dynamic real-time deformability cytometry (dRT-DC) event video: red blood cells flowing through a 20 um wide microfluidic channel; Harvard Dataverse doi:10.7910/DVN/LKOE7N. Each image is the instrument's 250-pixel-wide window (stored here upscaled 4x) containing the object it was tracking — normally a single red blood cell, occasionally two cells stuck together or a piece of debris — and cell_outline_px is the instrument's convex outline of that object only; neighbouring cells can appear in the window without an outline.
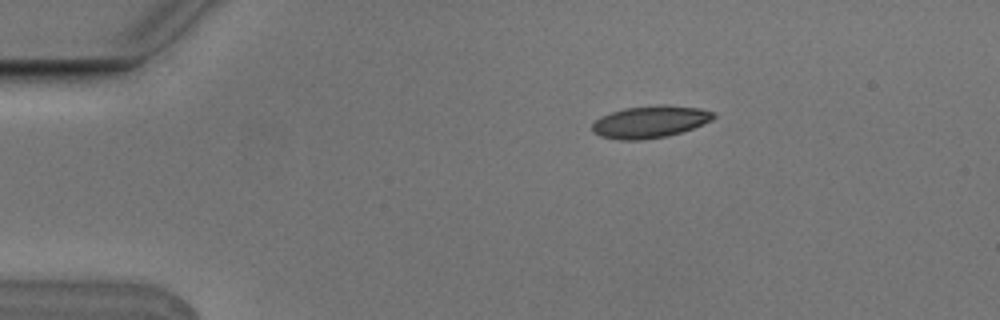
{"species": "Egyptian fruit bat (a non-hibernating species)", "species_latin": "Rousettus aegyptiacus", "temperature_condition": "cold", "stored_images_in_passage": 6, "camera_frame_rate_fps": 3000, "um_per_image_px": 0.085, "animal": {"sex": "male"}, "frame": {"image": 1, "passage_image": 3, "time_ms": 0.667, "image_size_px": [1000, 320], "cell_outline_px": [[716, 116], [712, 120], [692, 128], [680, 132], [664, 136], [636, 140], [620, 140], [600, 136], [592, 132], [592, 124], [600, 116], [624, 108], [700, 108], [712, 112]], "centroid_in_image_um": [55.17, 10.41], "position_along_channel_um": 29.8, "area_um2": 21.39}}
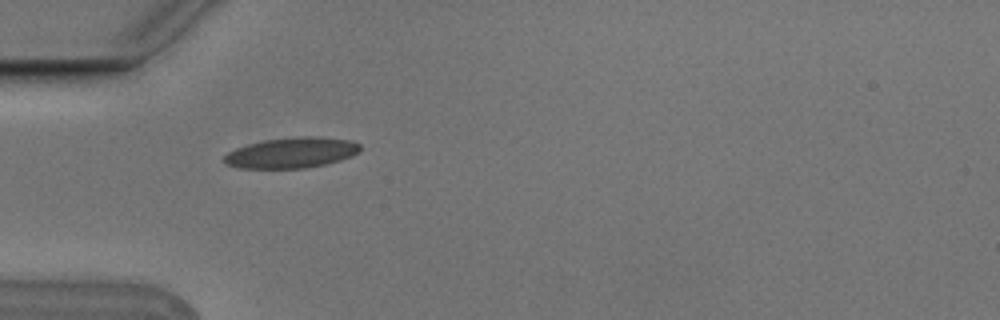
{"frame": {"image": 2, "passage_image": 5, "time_ms": 1.333, "image_size_px": [1000, 320], "cell_outline_px": [[360, 152], [352, 156], [340, 160], [324, 164], [304, 168], [240, 168], [224, 164], [220, 160], [228, 152], [236, 148], [248, 144], [264, 140], [300, 136], [320, 136], [352, 140], [360, 144]], "centroid_in_image_um": [24.78, 12.97], "position_along_channel_um": 60.2, "area_um2": 24.45}}